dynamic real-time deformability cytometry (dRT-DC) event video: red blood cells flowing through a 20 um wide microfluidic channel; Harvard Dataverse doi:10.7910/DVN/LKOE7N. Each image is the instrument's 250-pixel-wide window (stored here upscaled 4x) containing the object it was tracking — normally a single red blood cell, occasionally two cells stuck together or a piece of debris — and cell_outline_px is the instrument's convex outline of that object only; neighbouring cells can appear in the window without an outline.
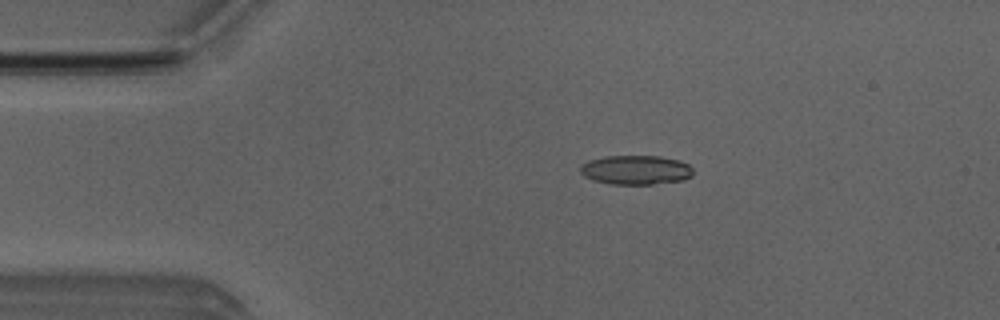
{"species": "Egyptian fruit bat (a non-hibernating species)", "species_latin": "Rousettus aegyptiacus", "temperature_condition": "room temperature", "stored_images_in_passage": 51, "camera_frame_rate_fps": 3000, "um_per_image_px": 0.085, "animal": {"sex": "male"}, "frame": {"image": 1, "passage_image": 10, "time_ms": 3.0, "image_size_px": [1000, 320], "cell_outline_px": [[692, 176], [684, 180], [652, 184], [612, 184], [592, 180], [584, 176], [580, 172], [580, 164], [588, 160], [604, 156], [660, 156], [680, 160], [688, 164], [692, 168]], "centroid_in_image_um": [54.03, 14.44], "position_along_channel_um": 31.0, "area_um2": 19.42}}
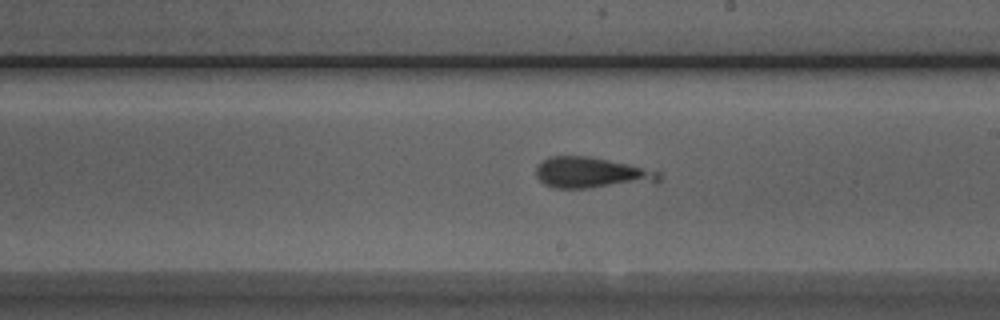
{"frame": {"image": 2, "passage_image": 29, "time_ms": 9.333, "image_size_px": [1000, 320], "cell_outline_px": [[660, 180], [656, 184], [588, 188], [552, 188], [544, 184], [536, 176], [536, 168], [544, 160], [552, 156], [588, 156], [628, 164], [660, 172]], "centroid_in_image_um": [50.33, 14.72], "position_along_channel_um": 238.7, "area_um2": 22.43}}
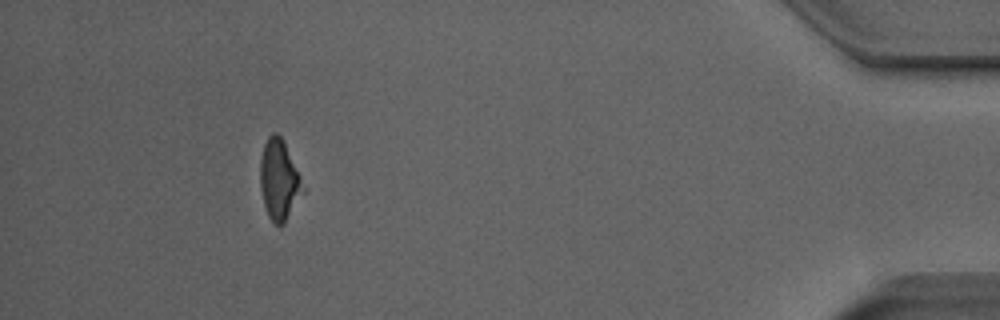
{"frame": {"image": 3, "passage_image": 47, "time_ms": 15.333, "image_size_px": [1000, 320], "cell_outline_px": [[304, 192], [284, 224], [272, 224], [268, 216], [264, 204], [260, 188], [260, 160], [264, 144], [268, 136], [272, 132], [276, 132], [280, 136], [300, 176], [304, 188]], "centroid_in_image_um": [23.71, 15.33], "position_along_channel_um": 411.5, "area_um2": 19.77}}